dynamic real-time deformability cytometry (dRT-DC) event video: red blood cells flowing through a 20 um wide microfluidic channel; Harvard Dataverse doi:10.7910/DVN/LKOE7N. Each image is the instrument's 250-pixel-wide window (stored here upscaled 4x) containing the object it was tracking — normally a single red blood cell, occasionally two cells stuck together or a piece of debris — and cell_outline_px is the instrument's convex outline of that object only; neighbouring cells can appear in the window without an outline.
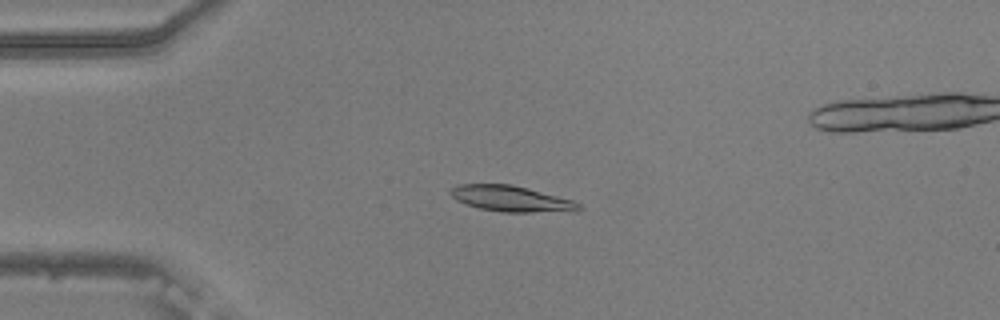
{"species": "common noctule bat (a hibernating species)", "species_latin": "Nyctalus noctula", "temperature_condition": "warm", "stored_images_in_passage": 55, "camera_frame_rate_fps": 3000, "um_per_image_px": 0.085, "animal": {"sex": "male", "body_mass_g": 20.5, "forearm_length_mm": 52.5}, "frame": {"image": 1, "passage_image": 13, "time_ms": 4.0, "image_size_px": [1000, 320], "cell_outline_px": [[584, 208], [576, 212], [504, 212], [480, 208], [456, 200], [448, 192], [456, 184], [512, 184], [572, 200], [580, 204]], "centroid_in_image_um": [43.49, 16.9], "position_along_channel_um": 41.5, "area_um2": 19.36}}
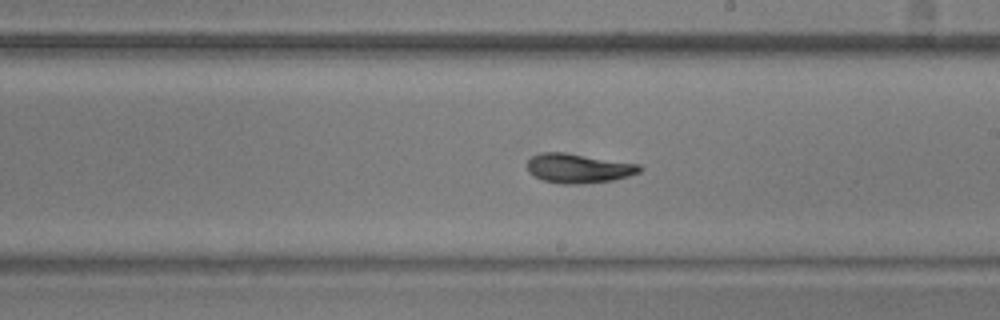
{"frame": {"image": 2, "passage_image": 31, "time_ms": 10.0, "image_size_px": [1000, 320], "cell_outline_px": [[644, 168], [640, 172], [628, 176], [612, 180], [584, 184], [560, 184], [544, 180], [528, 172], [528, 160], [532, 156], [540, 152], [564, 152], [640, 164]], "centroid_in_image_um": [49.19, 14.3], "position_along_channel_um": 239.8, "area_um2": 19.31}}
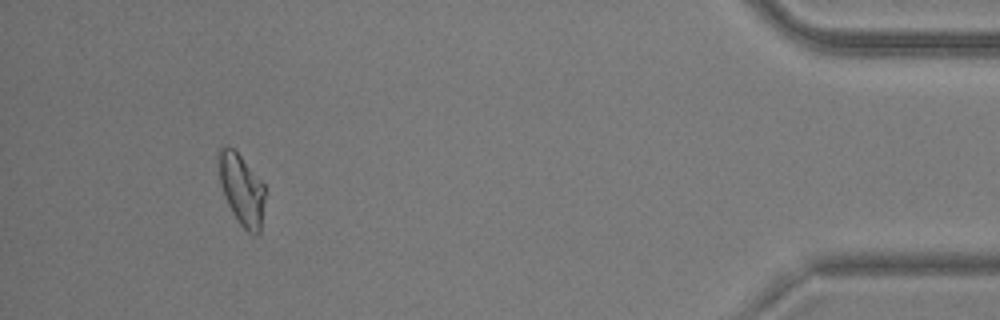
{"frame": {"image": 3, "passage_image": 50, "time_ms": 16.333, "image_size_px": [1000, 320], "cell_outline_px": [[264, 200], [260, 232], [256, 236], [252, 236], [240, 224], [232, 212], [224, 196], [220, 184], [216, 160], [216, 152], [220, 148], [232, 148], [240, 156], [264, 184]], "centroid_in_image_um": [20.5, 16.12], "position_along_channel_um": 414.7, "area_um2": 19.19}, "authors_computed_cell_mechanics": {"area_um2": 18.9584, "velocity_mm_per_s": 3.7485, "shape_relaxation_time_tau1_ms": 7.4217, "shape_relaxation_time_tau2_ms": 3.4229, "deformation_change_tau1": 0.2201, "deformation_change_tau2": 0.0816}}